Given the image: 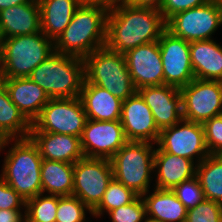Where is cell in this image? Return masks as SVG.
<instances>
[{
	"mask_svg": "<svg viewBox=\"0 0 222 222\" xmlns=\"http://www.w3.org/2000/svg\"><path fill=\"white\" fill-rule=\"evenodd\" d=\"M221 6V10H222V0H218Z\"/></svg>",
	"mask_w": 222,
	"mask_h": 222,
	"instance_id": "cell-45",
	"label": "cell"
},
{
	"mask_svg": "<svg viewBox=\"0 0 222 222\" xmlns=\"http://www.w3.org/2000/svg\"><path fill=\"white\" fill-rule=\"evenodd\" d=\"M144 222H162V221H157L151 218H146V220Z\"/></svg>",
	"mask_w": 222,
	"mask_h": 222,
	"instance_id": "cell-44",
	"label": "cell"
},
{
	"mask_svg": "<svg viewBox=\"0 0 222 222\" xmlns=\"http://www.w3.org/2000/svg\"><path fill=\"white\" fill-rule=\"evenodd\" d=\"M41 193L26 200L25 222H55L58 199L61 196Z\"/></svg>",
	"mask_w": 222,
	"mask_h": 222,
	"instance_id": "cell-30",
	"label": "cell"
},
{
	"mask_svg": "<svg viewBox=\"0 0 222 222\" xmlns=\"http://www.w3.org/2000/svg\"><path fill=\"white\" fill-rule=\"evenodd\" d=\"M138 196L132 189L127 188L113 177L99 205L92 211V216L101 218L104 212L108 213L115 208L128 205Z\"/></svg>",
	"mask_w": 222,
	"mask_h": 222,
	"instance_id": "cell-29",
	"label": "cell"
},
{
	"mask_svg": "<svg viewBox=\"0 0 222 222\" xmlns=\"http://www.w3.org/2000/svg\"><path fill=\"white\" fill-rule=\"evenodd\" d=\"M137 92L150 108L159 130L171 127L183 119L180 88L164 84L142 87Z\"/></svg>",
	"mask_w": 222,
	"mask_h": 222,
	"instance_id": "cell-17",
	"label": "cell"
},
{
	"mask_svg": "<svg viewBox=\"0 0 222 222\" xmlns=\"http://www.w3.org/2000/svg\"><path fill=\"white\" fill-rule=\"evenodd\" d=\"M156 145L166 153L192 161L197 158L196 164L210 155L205 144L203 124L184 119L160 130Z\"/></svg>",
	"mask_w": 222,
	"mask_h": 222,
	"instance_id": "cell-12",
	"label": "cell"
},
{
	"mask_svg": "<svg viewBox=\"0 0 222 222\" xmlns=\"http://www.w3.org/2000/svg\"><path fill=\"white\" fill-rule=\"evenodd\" d=\"M163 64L164 84L181 88L195 77L190 59V42L165 29L158 40Z\"/></svg>",
	"mask_w": 222,
	"mask_h": 222,
	"instance_id": "cell-13",
	"label": "cell"
},
{
	"mask_svg": "<svg viewBox=\"0 0 222 222\" xmlns=\"http://www.w3.org/2000/svg\"><path fill=\"white\" fill-rule=\"evenodd\" d=\"M154 143L128 141L111 158L113 177L137 195L149 193L154 172ZM151 180V181H150Z\"/></svg>",
	"mask_w": 222,
	"mask_h": 222,
	"instance_id": "cell-6",
	"label": "cell"
},
{
	"mask_svg": "<svg viewBox=\"0 0 222 222\" xmlns=\"http://www.w3.org/2000/svg\"><path fill=\"white\" fill-rule=\"evenodd\" d=\"M40 8L41 31L55 41L70 24L78 0H38Z\"/></svg>",
	"mask_w": 222,
	"mask_h": 222,
	"instance_id": "cell-24",
	"label": "cell"
},
{
	"mask_svg": "<svg viewBox=\"0 0 222 222\" xmlns=\"http://www.w3.org/2000/svg\"><path fill=\"white\" fill-rule=\"evenodd\" d=\"M112 178L110 159L83 157L74 163L72 196L78 197L93 211L99 205Z\"/></svg>",
	"mask_w": 222,
	"mask_h": 222,
	"instance_id": "cell-10",
	"label": "cell"
},
{
	"mask_svg": "<svg viewBox=\"0 0 222 222\" xmlns=\"http://www.w3.org/2000/svg\"><path fill=\"white\" fill-rule=\"evenodd\" d=\"M196 162L155 148L154 172L157 189L172 190L181 182L196 176ZM156 169V170H155Z\"/></svg>",
	"mask_w": 222,
	"mask_h": 222,
	"instance_id": "cell-21",
	"label": "cell"
},
{
	"mask_svg": "<svg viewBox=\"0 0 222 222\" xmlns=\"http://www.w3.org/2000/svg\"><path fill=\"white\" fill-rule=\"evenodd\" d=\"M172 191L187 209L196 207L199 203L205 200L203 190L197 176L181 182L176 185Z\"/></svg>",
	"mask_w": 222,
	"mask_h": 222,
	"instance_id": "cell-32",
	"label": "cell"
},
{
	"mask_svg": "<svg viewBox=\"0 0 222 222\" xmlns=\"http://www.w3.org/2000/svg\"><path fill=\"white\" fill-rule=\"evenodd\" d=\"M81 4L101 5L108 9L117 6L125 0H78Z\"/></svg>",
	"mask_w": 222,
	"mask_h": 222,
	"instance_id": "cell-40",
	"label": "cell"
},
{
	"mask_svg": "<svg viewBox=\"0 0 222 222\" xmlns=\"http://www.w3.org/2000/svg\"><path fill=\"white\" fill-rule=\"evenodd\" d=\"M165 29L166 22L158 9L122 1L109 9L105 46L125 54L139 45L158 41Z\"/></svg>",
	"mask_w": 222,
	"mask_h": 222,
	"instance_id": "cell-1",
	"label": "cell"
},
{
	"mask_svg": "<svg viewBox=\"0 0 222 222\" xmlns=\"http://www.w3.org/2000/svg\"><path fill=\"white\" fill-rule=\"evenodd\" d=\"M32 123L10 99L7 88L0 82V133L6 139L29 138Z\"/></svg>",
	"mask_w": 222,
	"mask_h": 222,
	"instance_id": "cell-27",
	"label": "cell"
},
{
	"mask_svg": "<svg viewBox=\"0 0 222 222\" xmlns=\"http://www.w3.org/2000/svg\"><path fill=\"white\" fill-rule=\"evenodd\" d=\"M180 93L184 120L203 124L222 114V81L194 78Z\"/></svg>",
	"mask_w": 222,
	"mask_h": 222,
	"instance_id": "cell-11",
	"label": "cell"
},
{
	"mask_svg": "<svg viewBox=\"0 0 222 222\" xmlns=\"http://www.w3.org/2000/svg\"><path fill=\"white\" fill-rule=\"evenodd\" d=\"M0 222H25L21 209H0Z\"/></svg>",
	"mask_w": 222,
	"mask_h": 222,
	"instance_id": "cell-38",
	"label": "cell"
},
{
	"mask_svg": "<svg viewBox=\"0 0 222 222\" xmlns=\"http://www.w3.org/2000/svg\"><path fill=\"white\" fill-rule=\"evenodd\" d=\"M26 201L0 176V209H25Z\"/></svg>",
	"mask_w": 222,
	"mask_h": 222,
	"instance_id": "cell-37",
	"label": "cell"
},
{
	"mask_svg": "<svg viewBox=\"0 0 222 222\" xmlns=\"http://www.w3.org/2000/svg\"><path fill=\"white\" fill-rule=\"evenodd\" d=\"M222 24V10L218 0L179 12L166 22V29L187 42L209 40Z\"/></svg>",
	"mask_w": 222,
	"mask_h": 222,
	"instance_id": "cell-9",
	"label": "cell"
},
{
	"mask_svg": "<svg viewBox=\"0 0 222 222\" xmlns=\"http://www.w3.org/2000/svg\"><path fill=\"white\" fill-rule=\"evenodd\" d=\"M205 199L222 204V155H209L196 167Z\"/></svg>",
	"mask_w": 222,
	"mask_h": 222,
	"instance_id": "cell-28",
	"label": "cell"
},
{
	"mask_svg": "<svg viewBox=\"0 0 222 222\" xmlns=\"http://www.w3.org/2000/svg\"><path fill=\"white\" fill-rule=\"evenodd\" d=\"M87 121L80 97L50 99L33 121L30 132H51L81 137Z\"/></svg>",
	"mask_w": 222,
	"mask_h": 222,
	"instance_id": "cell-8",
	"label": "cell"
},
{
	"mask_svg": "<svg viewBox=\"0 0 222 222\" xmlns=\"http://www.w3.org/2000/svg\"><path fill=\"white\" fill-rule=\"evenodd\" d=\"M12 141L15 142L4 157L0 176L26 201L42 193L43 159L30 138Z\"/></svg>",
	"mask_w": 222,
	"mask_h": 222,
	"instance_id": "cell-4",
	"label": "cell"
},
{
	"mask_svg": "<svg viewBox=\"0 0 222 222\" xmlns=\"http://www.w3.org/2000/svg\"><path fill=\"white\" fill-rule=\"evenodd\" d=\"M208 1L210 0H165L159 11L167 22L175 14L202 6Z\"/></svg>",
	"mask_w": 222,
	"mask_h": 222,
	"instance_id": "cell-36",
	"label": "cell"
},
{
	"mask_svg": "<svg viewBox=\"0 0 222 222\" xmlns=\"http://www.w3.org/2000/svg\"><path fill=\"white\" fill-rule=\"evenodd\" d=\"M2 39L4 78L29 77L54 52V41L42 31Z\"/></svg>",
	"mask_w": 222,
	"mask_h": 222,
	"instance_id": "cell-7",
	"label": "cell"
},
{
	"mask_svg": "<svg viewBox=\"0 0 222 222\" xmlns=\"http://www.w3.org/2000/svg\"><path fill=\"white\" fill-rule=\"evenodd\" d=\"M2 40H3V39H2V36H1V34H0V43L2 42Z\"/></svg>",
	"mask_w": 222,
	"mask_h": 222,
	"instance_id": "cell-46",
	"label": "cell"
},
{
	"mask_svg": "<svg viewBox=\"0 0 222 222\" xmlns=\"http://www.w3.org/2000/svg\"><path fill=\"white\" fill-rule=\"evenodd\" d=\"M127 68L136 90L146 86L164 85L162 57L158 41L128 50Z\"/></svg>",
	"mask_w": 222,
	"mask_h": 222,
	"instance_id": "cell-15",
	"label": "cell"
},
{
	"mask_svg": "<svg viewBox=\"0 0 222 222\" xmlns=\"http://www.w3.org/2000/svg\"><path fill=\"white\" fill-rule=\"evenodd\" d=\"M38 32H41L38 0L0 11V34L2 38L30 35Z\"/></svg>",
	"mask_w": 222,
	"mask_h": 222,
	"instance_id": "cell-20",
	"label": "cell"
},
{
	"mask_svg": "<svg viewBox=\"0 0 222 222\" xmlns=\"http://www.w3.org/2000/svg\"><path fill=\"white\" fill-rule=\"evenodd\" d=\"M42 159L74 164L84 156L80 137L51 132H30Z\"/></svg>",
	"mask_w": 222,
	"mask_h": 222,
	"instance_id": "cell-18",
	"label": "cell"
},
{
	"mask_svg": "<svg viewBox=\"0 0 222 222\" xmlns=\"http://www.w3.org/2000/svg\"><path fill=\"white\" fill-rule=\"evenodd\" d=\"M121 124L128 141L157 143L160 130L155 124L153 114L136 91L123 101Z\"/></svg>",
	"mask_w": 222,
	"mask_h": 222,
	"instance_id": "cell-16",
	"label": "cell"
},
{
	"mask_svg": "<svg viewBox=\"0 0 222 222\" xmlns=\"http://www.w3.org/2000/svg\"><path fill=\"white\" fill-rule=\"evenodd\" d=\"M190 59L196 79L222 81V46L216 41L190 42Z\"/></svg>",
	"mask_w": 222,
	"mask_h": 222,
	"instance_id": "cell-23",
	"label": "cell"
},
{
	"mask_svg": "<svg viewBox=\"0 0 222 222\" xmlns=\"http://www.w3.org/2000/svg\"><path fill=\"white\" fill-rule=\"evenodd\" d=\"M2 82L13 104L33 123L50 100L48 94L28 77L4 78Z\"/></svg>",
	"mask_w": 222,
	"mask_h": 222,
	"instance_id": "cell-19",
	"label": "cell"
},
{
	"mask_svg": "<svg viewBox=\"0 0 222 222\" xmlns=\"http://www.w3.org/2000/svg\"><path fill=\"white\" fill-rule=\"evenodd\" d=\"M42 193L71 196L74 187V164L46 160L41 163Z\"/></svg>",
	"mask_w": 222,
	"mask_h": 222,
	"instance_id": "cell-26",
	"label": "cell"
},
{
	"mask_svg": "<svg viewBox=\"0 0 222 222\" xmlns=\"http://www.w3.org/2000/svg\"><path fill=\"white\" fill-rule=\"evenodd\" d=\"M92 211L75 196H62L58 199L55 222H86V211Z\"/></svg>",
	"mask_w": 222,
	"mask_h": 222,
	"instance_id": "cell-31",
	"label": "cell"
},
{
	"mask_svg": "<svg viewBox=\"0 0 222 222\" xmlns=\"http://www.w3.org/2000/svg\"><path fill=\"white\" fill-rule=\"evenodd\" d=\"M108 12L101 5L81 4L70 24L54 41V51L84 59L104 47Z\"/></svg>",
	"mask_w": 222,
	"mask_h": 222,
	"instance_id": "cell-2",
	"label": "cell"
},
{
	"mask_svg": "<svg viewBox=\"0 0 222 222\" xmlns=\"http://www.w3.org/2000/svg\"><path fill=\"white\" fill-rule=\"evenodd\" d=\"M185 222H222V204L205 199L187 210Z\"/></svg>",
	"mask_w": 222,
	"mask_h": 222,
	"instance_id": "cell-33",
	"label": "cell"
},
{
	"mask_svg": "<svg viewBox=\"0 0 222 222\" xmlns=\"http://www.w3.org/2000/svg\"><path fill=\"white\" fill-rule=\"evenodd\" d=\"M4 79L2 44L0 43V82Z\"/></svg>",
	"mask_w": 222,
	"mask_h": 222,
	"instance_id": "cell-43",
	"label": "cell"
},
{
	"mask_svg": "<svg viewBox=\"0 0 222 222\" xmlns=\"http://www.w3.org/2000/svg\"><path fill=\"white\" fill-rule=\"evenodd\" d=\"M205 144L210 155H222V114L203 123Z\"/></svg>",
	"mask_w": 222,
	"mask_h": 222,
	"instance_id": "cell-35",
	"label": "cell"
},
{
	"mask_svg": "<svg viewBox=\"0 0 222 222\" xmlns=\"http://www.w3.org/2000/svg\"><path fill=\"white\" fill-rule=\"evenodd\" d=\"M33 0H0V11L20 4L31 3Z\"/></svg>",
	"mask_w": 222,
	"mask_h": 222,
	"instance_id": "cell-41",
	"label": "cell"
},
{
	"mask_svg": "<svg viewBox=\"0 0 222 222\" xmlns=\"http://www.w3.org/2000/svg\"><path fill=\"white\" fill-rule=\"evenodd\" d=\"M85 81L106 89L122 101L137 90L127 68L124 54L104 46L84 58Z\"/></svg>",
	"mask_w": 222,
	"mask_h": 222,
	"instance_id": "cell-5",
	"label": "cell"
},
{
	"mask_svg": "<svg viewBox=\"0 0 222 222\" xmlns=\"http://www.w3.org/2000/svg\"><path fill=\"white\" fill-rule=\"evenodd\" d=\"M165 0H125L130 5L137 7H150L160 10Z\"/></svg>",
	"mask_w": 222,
	"mask_h": 222,
	"instance_id": "cell-39",
	"label": "cell"
},
{
	"mask_svg": "<svg viewBox=\"0 0 222 222\" xmlns=\"http://www.w3.org/2000/svg\"><path fill=\"white\" fill-rule=\"evenodd\" d=\"M112 222H143L146 220V206L142 196H138L128 205L108 212Z\"/></svg>",
	"mask_w": 222,
	"mask_h": 222,
	"instance_id": "cell-34",
	"label": "cell"
},
{
	"mask_svg": "<svg viewBox=\"0 0 222 222\" xmlns=\"http://www.w3.org/2000/svg\"><path fill=\"white\" fill-rule=\"evenodd\" d=\"M80 99L89 120H120L123 101L106 89L84 81Z\"/></svg>",
	"mask_w": 222,
	"mask_h": 222,
	"instance_id": "cell-22",
	"label": "cell"
},
{
	"mask_svg": "<svg viewBox=\"0 0 222 222\" xmlns=\"http://www.w3.org/2000/svg\"><path fill=\"white\" fill-rule=\"evenodd\" d=\"M12 141V139H6L1 133H0V152L3 151V149L8 146Z\"/></svg>",
	"mask_w": 222,
	"mask_h": 222,
	"instance_id": "cell-42",
	"label": "cell"
},
{
	"mask_svg": "<svg viewBox=\"0 0 222 222\" xmlns=\"http://www.w3.org/2000/svg\"><path fill=\"white\" fill-rule=\"evenodd\" d=\"M152 194L142 195L146 206V217L162 222H185L187 208L169 189L154 188Z\"/></svg>",
	"mask_w": 222,
	"mask_h": 222,
	"instance_id": "cell-25",
	"label": "cell"
},
{
	"mask_svg": "<svg viewBox=\"0 0 222 222\" xmlns=\"http://www.w3.org/2000/svg\"><path fill=\"white\" fill-rule=\"evenodd\" d=\"M80 140L85 157L105 159H110L128 142L120 120L87 119Z\"/></svg>",
	"mask_w": 222,
	"mask_h": 222,
	"instance_id": "cell-14",
	"label": "cell"
},
{
	"mask_svg": "<svg viewBox=\"0 0 222 222\" xmlns=\"http://www.w3.org/2000/svg\"><path fill=\"white\" fill-rule=\"evenodd\" d=\"M28 78L50 99L80 97L85 81L84 59L54 51L33 69Z\"/></svg>",
	"mask_w": 222,
	"mask_h": 222,
	"instance_id": "cell-3",
	"label": "cell"
}]
</instances>
